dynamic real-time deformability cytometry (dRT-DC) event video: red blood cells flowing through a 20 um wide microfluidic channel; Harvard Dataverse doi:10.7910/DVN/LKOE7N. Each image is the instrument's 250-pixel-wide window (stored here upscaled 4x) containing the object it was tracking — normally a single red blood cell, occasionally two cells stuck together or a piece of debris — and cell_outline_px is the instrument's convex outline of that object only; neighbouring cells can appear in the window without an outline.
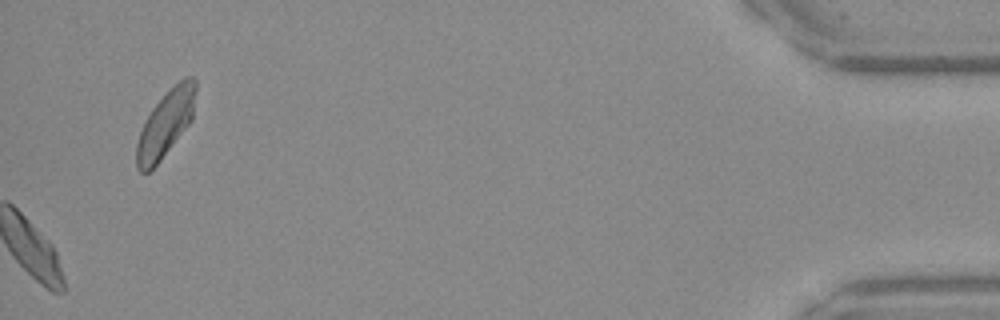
{"species": "Egyptian fruit bat (a non-hibernating species)", "species_latin": "Rousettus aegyptiacus", "temperature_condition": "warm", "stored_images_in_passage": 38, "camera_frame_rate_fps": 3000, "um_per_image_px": 0.085, "frame": {"image": 1, "passage_image": 38, "time_ms": 12.333, "image_size_px": [1000, 320], "cell_outline_px": [[196, 92], [192, 120], [160, 160], [148, 172], [140, 172], [136, 168], [136, 144], [144, 120], [152, 108], [184, 76], [192, 76], [196, 80]], "centroid_in_image_um": [14.07, 10.51], "position_along_channel_um": 421.1, "area_um2": 22.54}}